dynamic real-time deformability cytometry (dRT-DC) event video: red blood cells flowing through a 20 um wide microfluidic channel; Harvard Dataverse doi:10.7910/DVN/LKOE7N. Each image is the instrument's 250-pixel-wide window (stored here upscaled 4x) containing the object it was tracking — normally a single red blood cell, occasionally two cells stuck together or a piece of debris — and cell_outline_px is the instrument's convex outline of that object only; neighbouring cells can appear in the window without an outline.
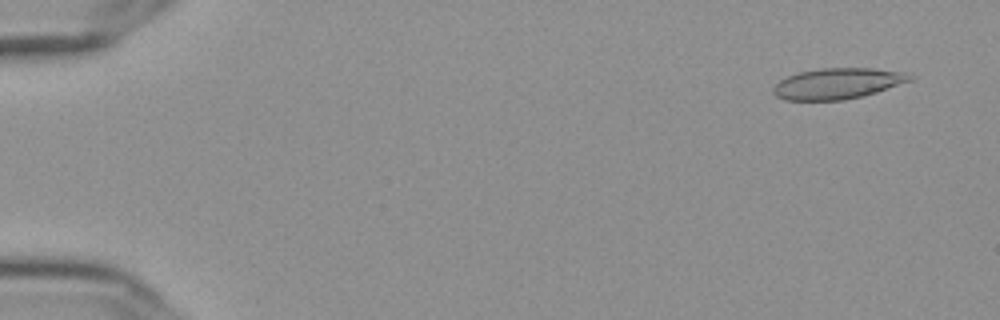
{"species": "Egyptian fruit bat (a non-hibernating species)", "species_latin": "Rousettus aegyptiacus", "temperature_condition": "cold", "stored_images_in_passage": 58, "camera_frame_rate_fps": 3000, "um_per_image_px": 0.085, "frame": {"image": 1, "passage_image": 4, "time_ms": 1.0, "image_size_px": [1000, 320], "cell_outline_px": [[912, 80], [864, 96], [844, 100], [784, 100], [776, 96], [772, 92], [772, 88], [780, 80], [796, 72], [820, 68], [872, 68], [900, 72]], "centroid_in_image_um": [71.09, 7.11], "position_along_channel_um": 13.9, "area_um2": 24.33}}
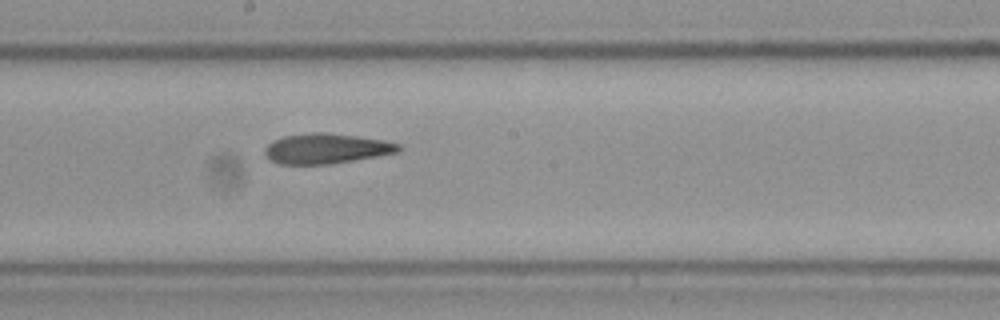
{"frame": {"image": 2, "passage_image": 32, "time_ms": 10.333, "image_size_px": [1000, 320], "cell_outline_px": [[400, 148], [396, 152], [376, 156], [328, 164], [280, 164], [272, 160], [264, 152], [264, 148], [272, 140], [284, 136], [312, 132], [324, 132], [356, 136], [384, 140], [400, 144]], "centroid_in_image_um": [27.69, 12.61], "position_along_channel_um": 220.5, "area_um2": 23.18}}
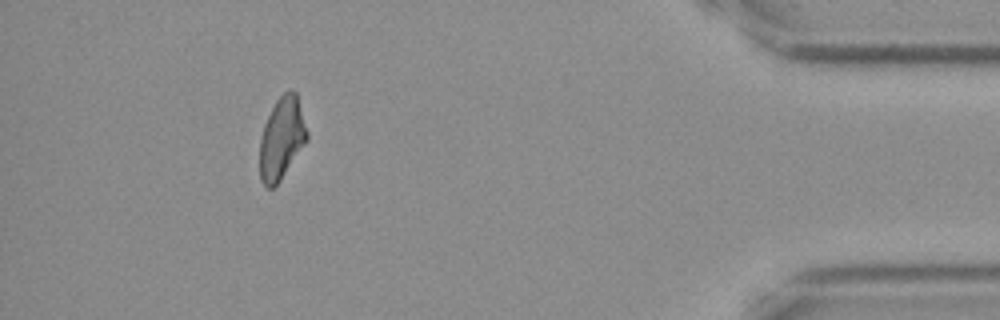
{"frame": {"image": 3, "passage_image": 52, "time_ms": 17.0, "image_size_px": [1000, 320], "cell_outline_px": [[308, 140], [280, 180], [272, 188], [268, 188], [260, 180], [260, 136], [264, 124], [276, 100], [284, 92], [296, 92], [308, 132]], "centroid_in_image_um": [23.94, 11.77], "position_along_channel_um": 411.3, "area_um2": 22.37}}